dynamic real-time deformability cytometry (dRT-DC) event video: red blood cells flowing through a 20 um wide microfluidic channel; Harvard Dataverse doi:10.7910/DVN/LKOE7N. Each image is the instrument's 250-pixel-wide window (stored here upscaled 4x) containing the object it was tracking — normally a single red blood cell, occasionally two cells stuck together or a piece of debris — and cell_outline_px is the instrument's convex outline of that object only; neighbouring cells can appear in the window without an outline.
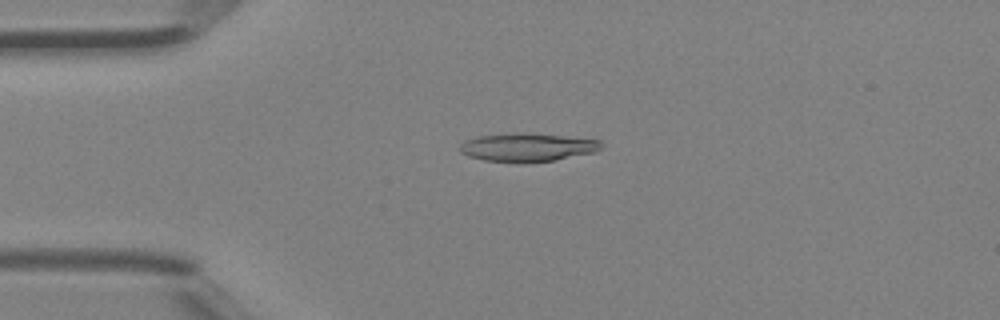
{"species": "Egyptian fruit bat (a non-hibernating species)", "species_latin": "Rousettus aegyptiacus", "temperature_condition": "room temperature", "stored_images_in_passage": 40, "camera_frame_rate_fps": 3000, "um_per_image_px": 0.085, "animal": {"sex": "female"}, "frame": {"image": 1, "passage_image": 5, "time_ms": 1.333, "image_size_px": [1000, 320], "cell_outline_px": [[604, 144], [596, 152], [552, 160], [516, 164], [484, 160], [468, 156], [460, 152], [460, 144], [464, 140], [476, 136], [560, 136], [600, 140]], "centroid_in_image_um": [44.81, 12.59], "position_along_channel_um": 40.2, "area_um2": 22.31}}
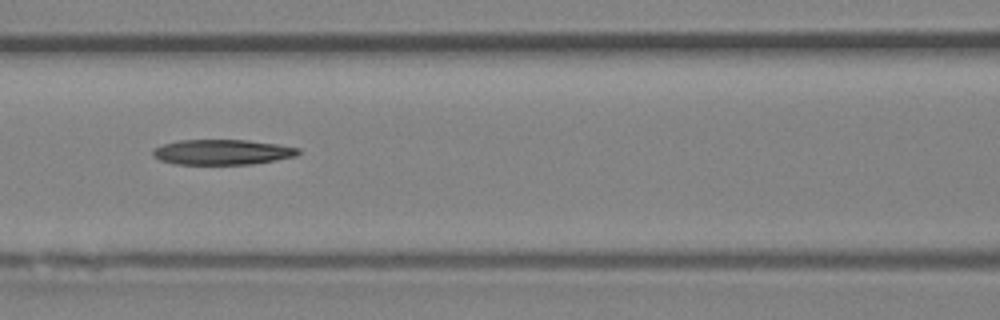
{"frame": {"image": 2, "passage_image": 14, "time_ms": 4.333, "image_size_px": [1000, 320], "cell_outline_px": [[300, 152], [296, 156], [276, 160], [252, 164], [176, 164], [160, 160], [152, 156], [152, 152], [156, 148], [164, 144], [180, 140], [248, 140], [276, 144], [300, 148]], "centroid_in_image_um": [18.91, 12.93], "position_along_channel_um": 147.7, "area_um2": 21.27}}
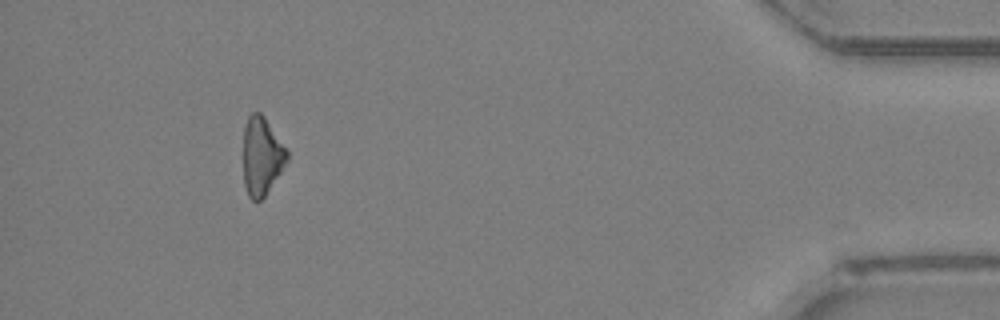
{"frame": {"image": 3, "passage_image": 36, "time_ms": 11.667, "image_size_px": [1000, 320], "cell_outline_px": [[288, 160], [264, 196], [260, 200], [252, 200], [248, 196], [244, 184], [244, 128], [248, 116], [252, 112], [260, 112], [264, 116], [288, 148]], "centroid_in_image_um": [22.26, 13.23], "position_along_channel_um": 412.9, "area_um2": 19.88}}